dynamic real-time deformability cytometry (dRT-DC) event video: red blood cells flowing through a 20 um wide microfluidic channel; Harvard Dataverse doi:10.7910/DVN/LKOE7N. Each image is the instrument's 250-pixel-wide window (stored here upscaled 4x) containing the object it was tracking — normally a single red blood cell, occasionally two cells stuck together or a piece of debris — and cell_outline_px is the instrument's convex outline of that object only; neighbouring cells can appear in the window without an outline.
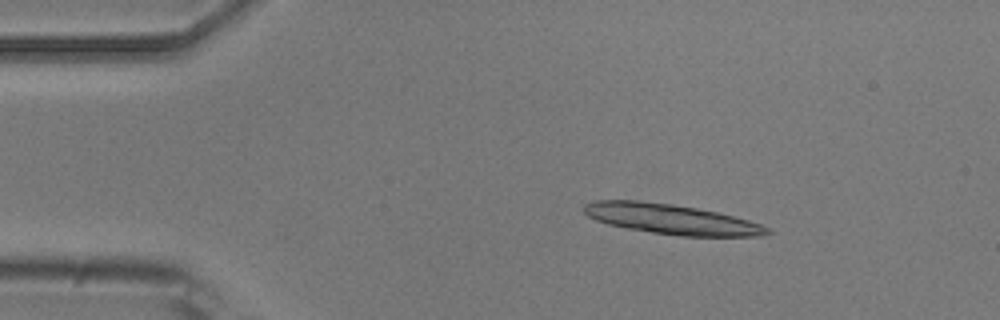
{"species": "common noctule bat (a hibernating species)", "species_latin": "Nyctalus noctula", "temperature_condition": "room temperature", "stored_images_in_passage": 5, "camera_frame_rate_fps": 3000, "um_per_image_px": 0.085, "animal": {"sex": "male", "body_mass_g": 20.5, "forearm_length_mm": 52.5}, "frame": {"image": 1, "passage_image": 3, "time_ms": 2.333, "image_size_px": [1000, 320], "cell_outline_px": [[772, 232], [760, 236], [680, 236], [652, 232], [628, 228], [608, 224], [596, 220], [588, 216], [584, 212], [584, 204], [596, 200], [636, 200], [672, 204], [696, 208], [716, 212], [748, 220], [760, 224], [768, 228]], "centroid_in_image_um": [57.03, 18.62], "position_along_channel_um": 28.0, "area_um2": 31.79}}